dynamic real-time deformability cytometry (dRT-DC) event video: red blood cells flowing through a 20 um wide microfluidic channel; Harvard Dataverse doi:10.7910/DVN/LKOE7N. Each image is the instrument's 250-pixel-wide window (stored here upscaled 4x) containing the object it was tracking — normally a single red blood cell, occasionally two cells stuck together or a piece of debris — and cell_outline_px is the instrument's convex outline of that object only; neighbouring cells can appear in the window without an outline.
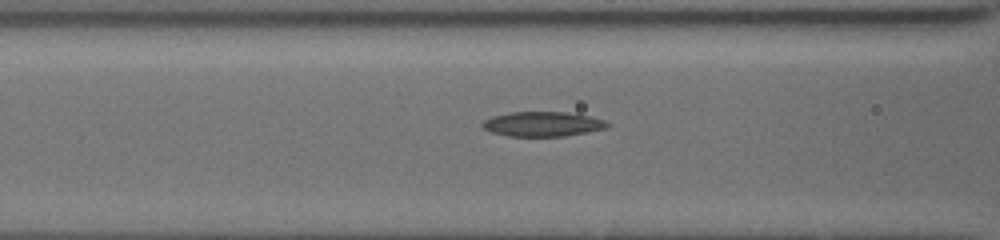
{"species": "common noctule bat (a hibernating species)", "species_latin": "Nyctalus noctula", "temperature_condition": "cold", "stored_images_in_passage": 28, "camera_frame_rate_fps": 3000, "um_per_image_px": 0.085, "animal": {"sex": "female", "body_mass_g": 19.5, "forearm_length_mm": 54.1}, "frame": {"image": 1, "passage_image": 7, "time_ms": 2.0, "image_size_px": [1000, 240], "cell_outline_px": [[608, 124], [604, 128], [588, 132], [564, 136], [508, 136], [492, 132], [484, 128], [480, 124], [484, 120], [492, 116], [508, 112], [576, 112], [604, 120]], "centroid_in_image_um": [46.1, 10.53], "position_along_channel_um": 120.5, "area_um2": 18.03}}
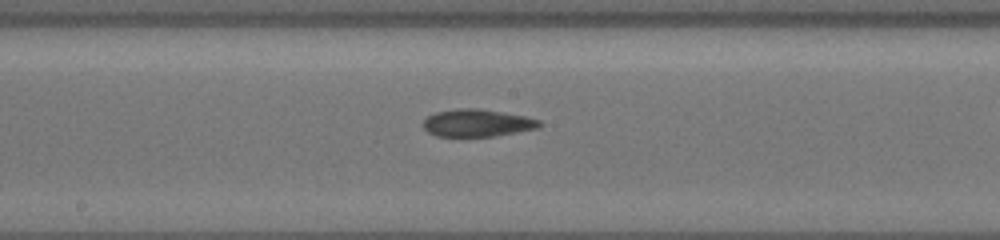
{"frame": {"image": 2, "passage_image": 14, "time_ms": 4.333, "image_size_px": [1000, 240], "cell_outline_px": [[544, 124], [536, 128], [492, 136], [436, 136], [428, 132], [424, 128], [424, 120], [428, 116], [436, 112], [456, 108], [476, 108], [524, 116], [540, 120]], "centroid_in_image_um": [40.54, 10.44], "position_along_channel_um": 207.7, "area_um2": 18.26}}
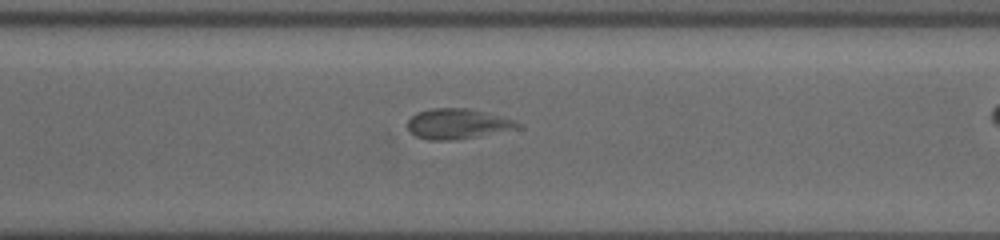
{"frame": {"image": 3, "passage_image": 25, "time_ms": 7.667, "image_size_px": [1000, 240], "cell_outline_px": [[524, 124], [520, 128], [452, 140], [428, 140], [416, 136], [408, 128], [408, 120], [416, 112], [432, 108], [468, 108], [516, 120]], "centroid_in_image_um": [38.9, 10.51], "position_along_channel_um": 331.7, "area_um2": 19.25}}